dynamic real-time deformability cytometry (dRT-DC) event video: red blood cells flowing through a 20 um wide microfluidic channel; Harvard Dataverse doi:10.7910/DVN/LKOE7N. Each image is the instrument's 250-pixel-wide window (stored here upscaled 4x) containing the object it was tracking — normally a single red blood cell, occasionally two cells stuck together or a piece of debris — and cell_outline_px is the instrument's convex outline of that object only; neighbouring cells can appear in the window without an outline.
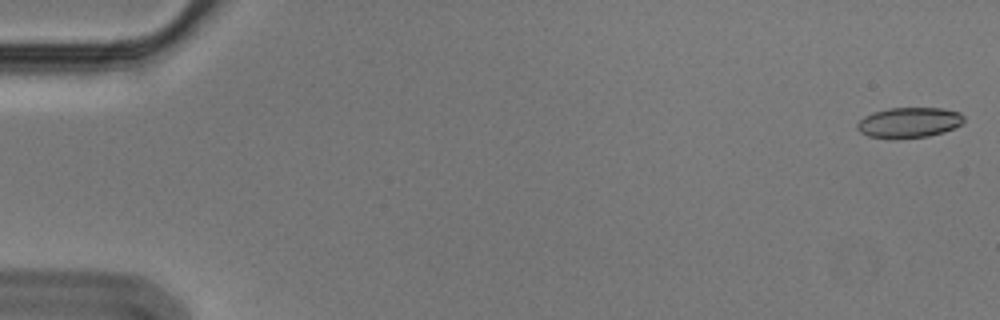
{"species": "Egyptian fruit bat (a non-hibernating species)", "species_latin": "Rousettus aegyptiacus", "temperature_condition": "cold", "stored_images_in_passage": 12, "camera_frame_rate_fps": 3000, "um_per_image_px": 0.085, "animal": {"sex": "male"}, "frame": {"image": 1, "passage_image": 1, "time_ms": 0.0, "image_size_px": [1000, 320], "cell_outline_px": [[964, 124], [944, 132], [928, 136], [896, 140], [868, 136], [860, 132], [856, 128], [856, 124], [864, 116], [872, 112], [888, 108], [944, 108], [960, 112], [964, 116]], "centroid_in_image_um": [77.27, 10.43], "position_along_channel_um": 7.7, "area_um2": 19.36}}